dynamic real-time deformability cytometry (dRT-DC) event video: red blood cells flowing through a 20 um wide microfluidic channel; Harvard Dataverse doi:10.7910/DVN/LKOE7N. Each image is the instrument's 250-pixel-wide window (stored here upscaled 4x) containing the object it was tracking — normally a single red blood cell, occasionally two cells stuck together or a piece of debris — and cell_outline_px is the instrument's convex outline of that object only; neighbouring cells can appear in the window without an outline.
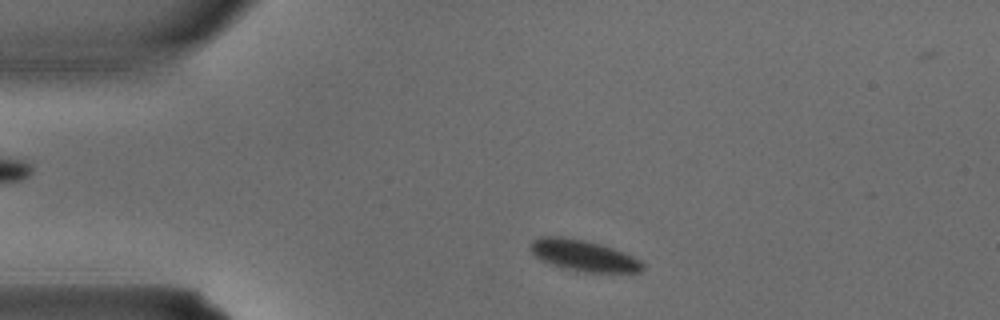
{"species": "common noctule bat (a hibernating species)", "species_latin": "Nyctalus noctula", "temperature_condition": "warm", "stored_images_in_passage": 2, "camera_frame_rate_fps": 3000, "um_per_image_px": 0.085, "animal": {"sex": "male", "body_mass_g": 15.6}, "frame": {"image": 1, "passage_image": 1, "time_ms": 0.0, "image_size_px": [1000, 320], "cell_outline_px": [[644, 268], [640, 272], [584, 272], [564, 268], [552, 264], [536, 256], [528, 248], [532, 240], [540, 236], [564, 236], [584, 240], [600, 244], [612, 248], [632, 256], [640, 260], [644, 264]], "centroid_in_image_um": [49.58, 21.71], "position_along_channel_um": 35.4, "area_um2": 20.23}}
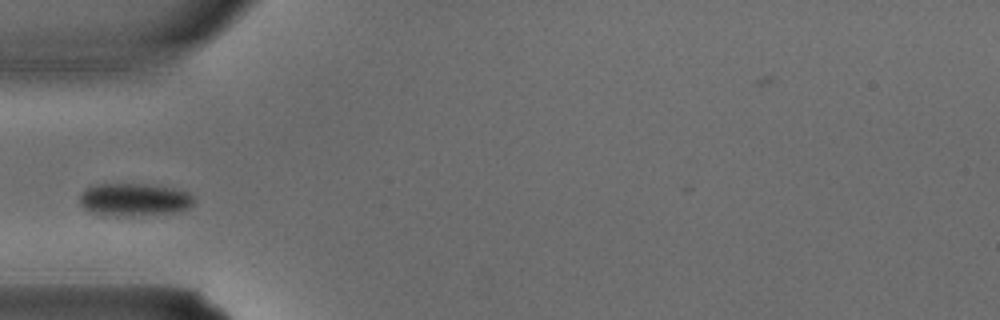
{"frame": {"image": 2, "passage_image": 2, "time_ms": 0.333, "image_size_px": [1000, 320], "cell_outline_px": [[192, 204], [188, 208], [176, 212], [128, 216], [100, 216], [88, 212], [80, 204], [80, 192], [92, 184], [148, 184], [172, 188], [188, 192], [192, 196]], "centroid_in_image_um": [11.32, 16.98], "position_along_channel_um": 73.7, "area_um2": 22.08}}